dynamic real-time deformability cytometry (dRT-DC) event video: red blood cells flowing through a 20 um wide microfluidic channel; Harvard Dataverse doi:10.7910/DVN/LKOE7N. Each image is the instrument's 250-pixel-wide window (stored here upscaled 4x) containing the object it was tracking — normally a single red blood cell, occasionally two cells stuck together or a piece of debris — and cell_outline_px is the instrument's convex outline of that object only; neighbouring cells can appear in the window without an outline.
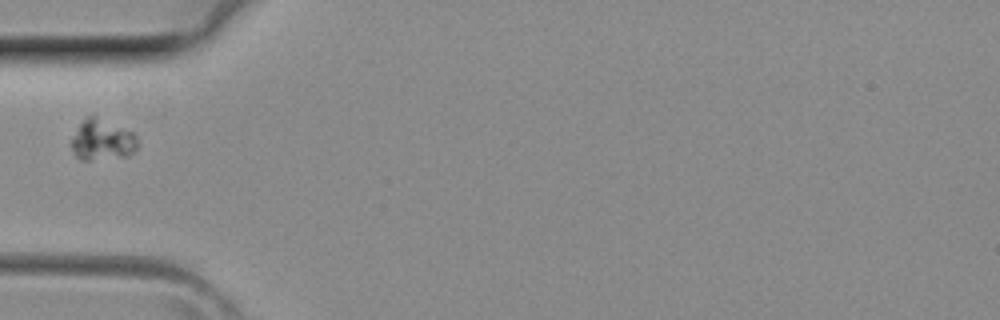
{"species": "common noctule bat (a hibernating species)", "species_latin": "Nyctalus noctula", "temperature_condition": "room temperature", "stored_images_in_passage": 29, "camera_frame_rate_fps": 3000, "um_per_image_px": 0.085, "animal": {"sex": "female", "body_mass_g": 29.2, "forearm_length_mm": 56.3}, "frame": {"image": 1, "passage_image": 1, "time_ms": 0.0, "image_size_px": [1000, 320], "cell_outline_px": [[140, 144], [128, 156], [88, 160], [80, 160], [76, 156], [72, 148], [72, 140], [80, 124], [92, 112], [136, 132]], "centroid_in_image_um": [8.76, 11.84], "position_along_channel_um": 76.2, "area_um2": 16.24}}
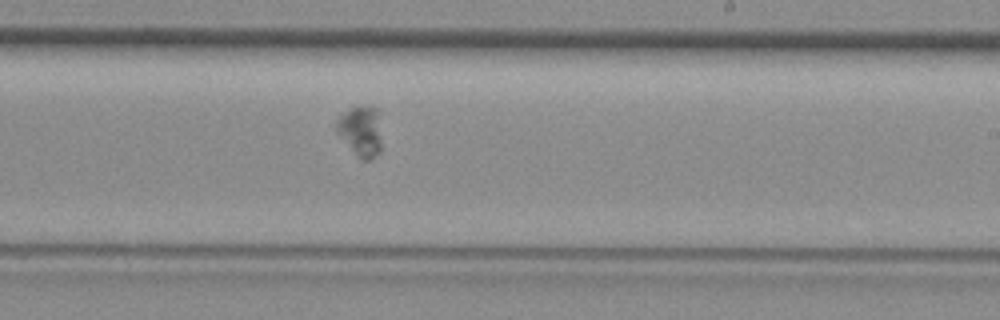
{"frame": {"image": 2, "passage_image": 12, "time_ms": 3.667, "image_size_px": [1000, 320], "cell_outline_px": [[380, 152], [368, 160], [360, 160], [356, 156], [336, 128], [336, 120], [348, 108], [372, 104], [380, 108]], "centroid_in_image_um": [30.71, 11.07], "position_along_channel_um": 258.3, "area_um2": 13.47}}
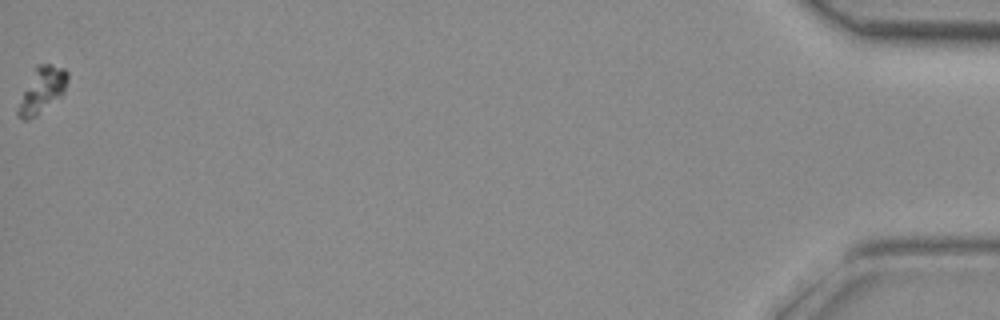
{"frame": {"image": 3, "passage_image": 29, "time_ms": 9.333, "image_size_px": [1000, 320], "cell_outline_px": [[68, 80], [64, 92], [60, 96], [36, 116], [28, 120], [24, 120], [16, 112], [16, 108], [36, 64], [52, 64], [64, 68], [68, 72]], "centroid_in_image_um": [3.57, 7.64], "position_along_channel_um": 431.6, "area_um2": 13.01}}